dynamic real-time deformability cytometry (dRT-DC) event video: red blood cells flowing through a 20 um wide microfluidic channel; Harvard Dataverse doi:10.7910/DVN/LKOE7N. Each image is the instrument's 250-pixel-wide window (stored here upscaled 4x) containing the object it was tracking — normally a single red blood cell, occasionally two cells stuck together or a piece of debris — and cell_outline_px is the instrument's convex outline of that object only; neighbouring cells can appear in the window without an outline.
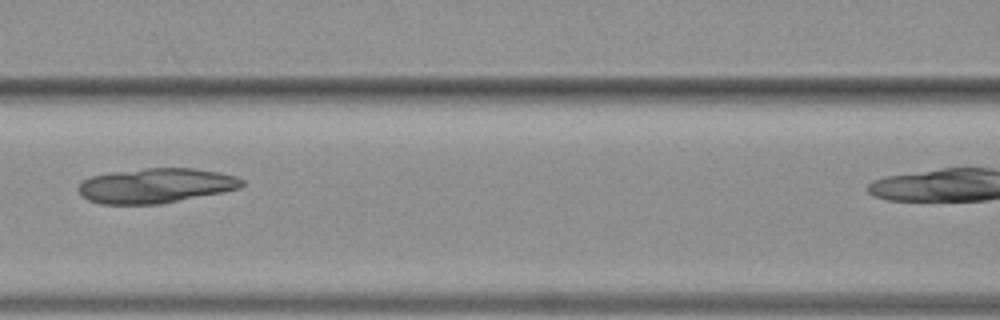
{"species": "common noctule bat (a hibernating species)", "species_latin": "Nyctalus noctula", "temperature_condition": "warm", "stored_images_in_passage": 34, "camera_frame_rate_fps": 3000, "um_per_image_px": 0.085, "animal": {"sex": "female", "body_mass_g": 19.3, "forearm_length_mm": 54.1}, "frame": {"image": 1, "passage_image": 15, "time_ms": 4.667, "image_size_px": [1000, 320], "cell_outline_px": [[244, 184], [240, 188], [160, 204], [100, 204], [88, 200], [76, 188], [84, 180], [92, 176], [112, 172], [144, 168], [192, 168], [220, 172], [236, 176], [244, 180]], "centroid_in_image_um": [13.24, 15.77], "position_along_channel_um": 153.4, "area_um2": 33.0}}
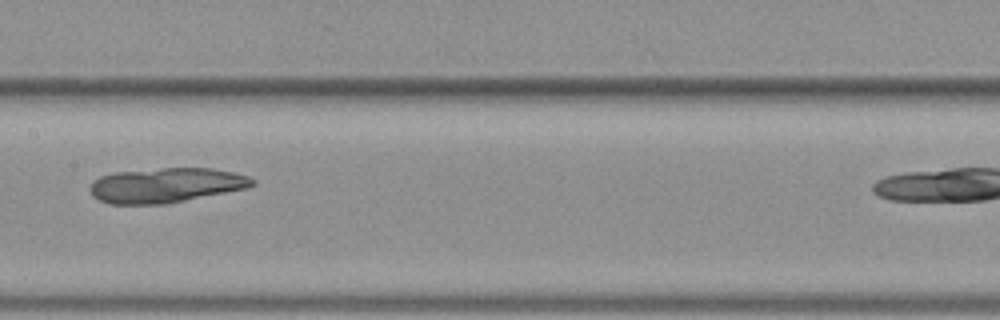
{"frame": {"image": 2, "passage_image": 18, "time_ms": 5.667, "image_size_px": [1000, 320], "cell_outline_px": [[256, 184], [248, 188], [164, 204], [108, 204], [92, 196], [88, 188], [100, 176], [116, 172], [164, 168], [212, 168], [232, 172], [248, 176], [256, 180]], "centroid_in_image_um": [14.12, 15.75], "position_along_channel_um": 193.3, "area_um2": 32.83}}
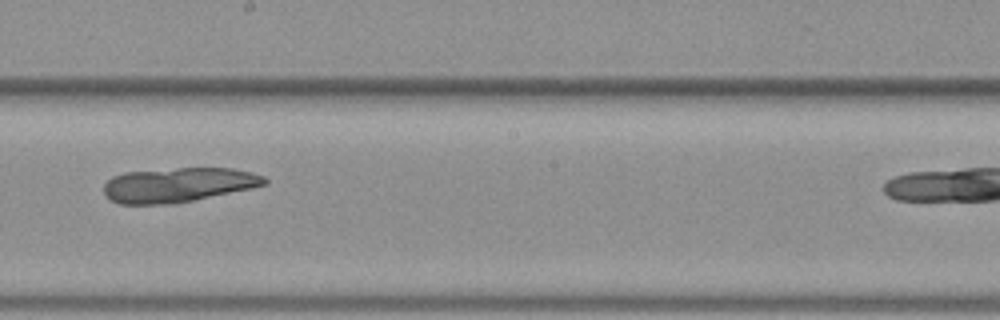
{"frame": {"image": 3, "passage_image": 21, "time_ms": 6.667, "image_size_px": [1000, 320], "cell_outline_px": [[268, 184], [252, 188], [176, 204], [120, 204], [104, 196], [104, 184], [112, 176], [124, 172], [176, 168], [232, 168], [252, 172], [264, 176], [268, 180]], "centroid_in_image_um": [15.15, 15.71], "position_along_channel_um": 233.0, "area_um2": 32.66}}